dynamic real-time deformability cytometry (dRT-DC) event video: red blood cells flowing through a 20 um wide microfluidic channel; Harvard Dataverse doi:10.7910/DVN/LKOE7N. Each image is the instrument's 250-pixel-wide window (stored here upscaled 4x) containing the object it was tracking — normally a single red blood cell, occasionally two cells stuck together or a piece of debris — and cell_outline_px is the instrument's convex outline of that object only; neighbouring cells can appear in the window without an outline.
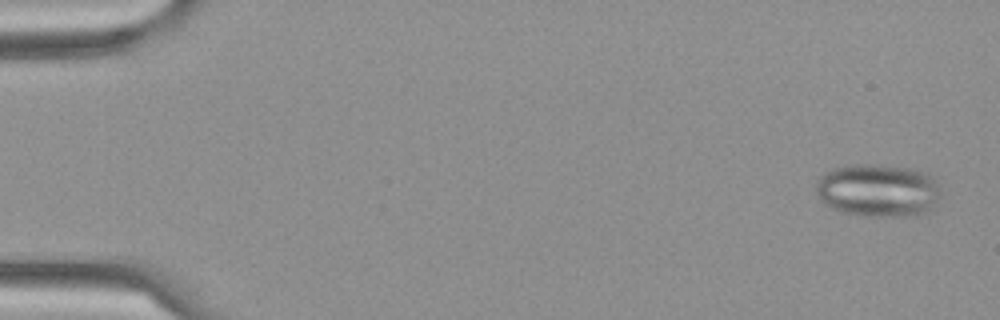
{"species": "Egyptian fruit bat (a non-hibernating species)", "species_latin": "Rousettus aegyptiacus", "temperature_condition": "cold", "stored_images_in_passage": 5, "camera_frame_rate_fps": 3000, "um_per_image_px": 0.085, "frame": {"image": 1, "passage_image": 1, "time_ms": 0.0, "image_size_px": [1000, 320], "cell_outline_px": [[940, 196], [932, 208], [920, 216], [860, 216], [840, 212], [824, 204], [820, 200], [816, 192], [816, 184], [820, 176], [824, 172], [832, 168], [856, 164], [872, 164], [908, 168], [924, 172], [936, 184]], "centroid_in_image_um": [74.57, 16.2], "position_along_channel_um": 10.4, "area_um2": 38.61}}